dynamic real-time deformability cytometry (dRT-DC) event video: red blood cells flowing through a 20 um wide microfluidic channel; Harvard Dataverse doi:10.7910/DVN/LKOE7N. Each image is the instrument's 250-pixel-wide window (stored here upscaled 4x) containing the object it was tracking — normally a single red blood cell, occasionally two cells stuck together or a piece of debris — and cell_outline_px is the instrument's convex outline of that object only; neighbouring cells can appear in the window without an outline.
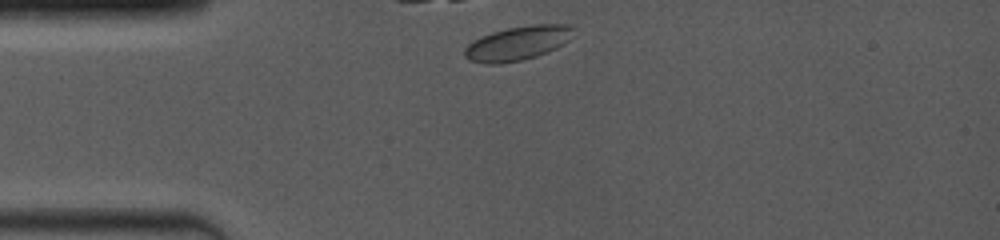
{"species": "common noctule bat (a hibernating species)", "species_latin": "Nyctalus noctula", "temperature_condition": "room temperature", "stored_images_in_passage": 2, "camera_frame_rate_fps": 4000, "um_per_image_px": 0.085, "animal": {"sex": "female", "body_mass_g": 19.0, "forearm_length_mm": 53.3}, "frame": {"image": 1, "passage_image": 1, "time_ms": 0.0, "image_size_px": [1000, 240], "cell_outline_px": [[576, 28], [568, 40], [564, 44], [548, 52], [536, 56], [520, 60], [500, 64], [488, 64], [472, 60], [464, 56], [464, 48], [468, 44], [480, 36], [492, 32], [508, 28], [532, 24], [568, 24]], "centroid_in_image_um": [44.02, 3.66], "position_along_channel_um": 41.0, "area_um2": 21.68}}